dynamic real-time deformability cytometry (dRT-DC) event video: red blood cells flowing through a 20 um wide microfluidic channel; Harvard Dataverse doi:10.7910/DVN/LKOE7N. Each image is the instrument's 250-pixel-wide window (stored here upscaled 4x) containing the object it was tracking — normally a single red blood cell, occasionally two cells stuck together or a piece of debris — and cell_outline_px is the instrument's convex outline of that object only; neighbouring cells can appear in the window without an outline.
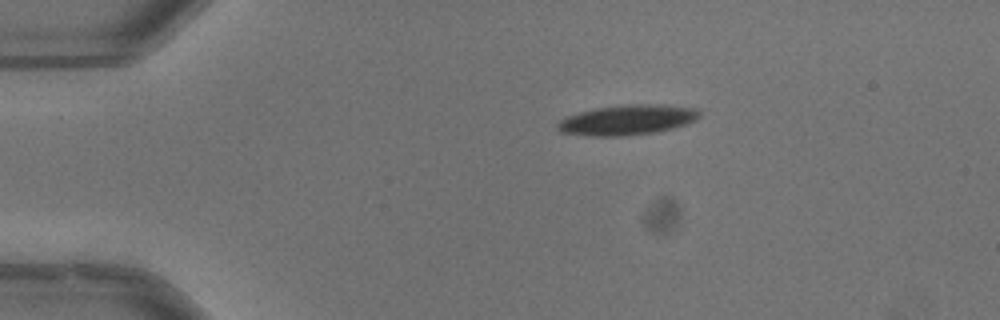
{"species": "common noctule bat (a hibernating species)", "species_latin": "Nyctalus noctula", "temperature_condition": "warm", "stored_images_in_passage": 43, "camera_frame_rate_fps": 3000, "um_per_image_px": 0.085, "animal": {"sex": "male", "body_mass_g": 13.3}, "frame": {"image": 1, "passage_image": 1, "time_ms": 0.0, "image_size_px": [1000, 320], "cell_outline_px": [[700, 116], [696, 120], [672, 128], [656, 132], [620, 136], [588, 136], [560, 132], [556, 128], [556, 124], [560, 120], [568, 116], [580, 112], [596, 108], [628, 104], [660, 104], [696, 108], [700, 112]], "centroid_in_image_um": [53.31, 10.19], "position_along_channel_um": 31.7, "area_um2": 24.85}}
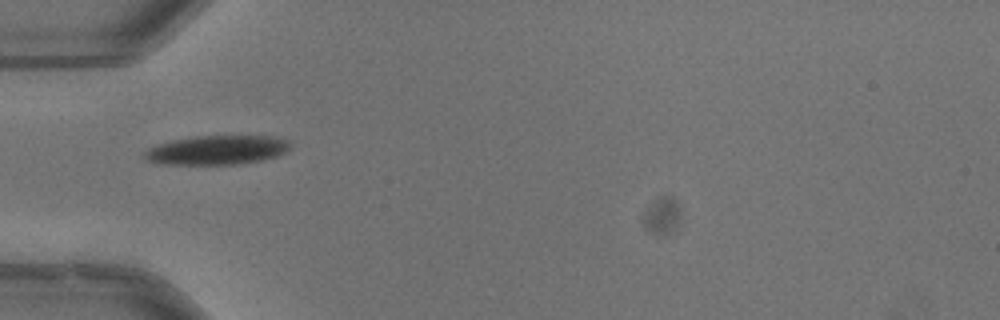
{"frame": {"image": 2, "passage_image": 8, "time_ms": 2.333, "image_size_px": [1000, 320], "cell_outline_px": [[292, 144], [284, 152], [276, 156], [260, 160], [236, 164], [168, 164], [148, 160], [144, 156], [144, 152], [148, 148], [172, 140], [196, 136], [272, 136], [288, 140]], "centroid_in_image_um": [18.46, 12.74], "position_along_channel_um": 66.5, "area_um2": 24.39}}